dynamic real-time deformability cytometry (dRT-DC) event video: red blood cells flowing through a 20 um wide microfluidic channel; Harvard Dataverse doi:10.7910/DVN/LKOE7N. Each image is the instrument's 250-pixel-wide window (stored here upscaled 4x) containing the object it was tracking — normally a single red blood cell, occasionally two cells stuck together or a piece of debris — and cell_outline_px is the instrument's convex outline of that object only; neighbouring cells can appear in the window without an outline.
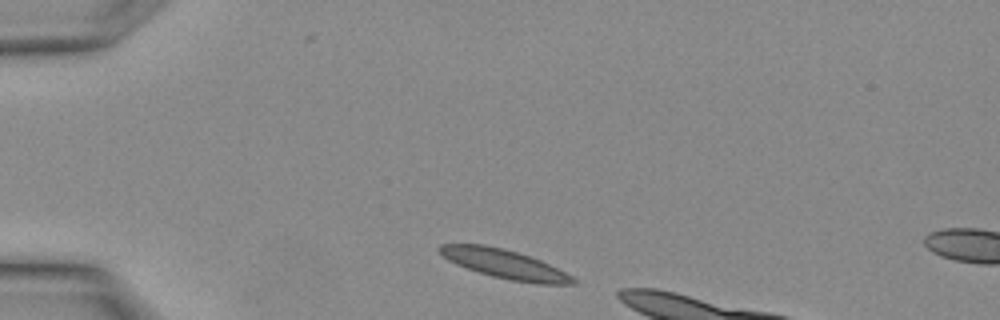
{"species": "Egyptian fruit bat (a non-hibernating species)", "species_latin": "Rousettus aegyptiacus", "temperature_condition": "warm", "stored_images_in_passage": 4, "camera_frame_rate_fps": 3000, "um_per_image_px": 0.085, "animal": {"sex": "female"}, "frame": {"image": 1, "passage_image": 1, "time_ms": 0.0, "image_size_px": [1000, 320], "cell_outline_px": [[580, 284], [540, 284], [512, 280], [492, 276], [456, 264], [448, 260], [436, 248], [440, 244], [484, 244], [516, 252], [540, 260], [572, 276]], "centroid_in_image_um": [42.88, 22.44], "position_along_channel_um": 42.1, "area_um2": 22.14}}